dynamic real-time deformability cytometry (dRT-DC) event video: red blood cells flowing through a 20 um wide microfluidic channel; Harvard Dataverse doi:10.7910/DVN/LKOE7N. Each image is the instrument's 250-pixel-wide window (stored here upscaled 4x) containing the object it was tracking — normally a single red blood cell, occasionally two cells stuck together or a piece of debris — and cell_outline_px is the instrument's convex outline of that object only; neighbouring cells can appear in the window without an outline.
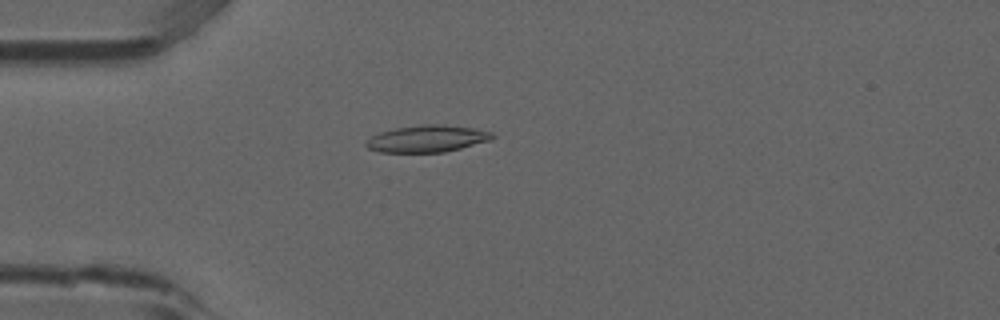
{"species": "common noctule bat (a hibernating species)", "species_latin": "Nyctalus noctula", "temperature_condition": "room temperature", "stored_images_in_passage": 53, "camera_frame_rate_fps": 3000, "um_per_image_px": 0.085, "animal": {"sex": "male", "forearm_length_mm": 52.5}, "frame": {"image": 1, "passage_image": 15, "time_ms": 4.667, "image_size_px": [1000, 320], "cell_outline_px": [[496, 136], [492, 140], [444, 152], [380, 152], [368, 148], [364, 144], [364, 140], [380, 132], [396, 128], [424, 124], [444, 124], [476, 128], [492, 132]], "centroid_in_image_um": [36.33, 11.78], "position_along_channel_um": 48.7, "area_um2": 19.94}}
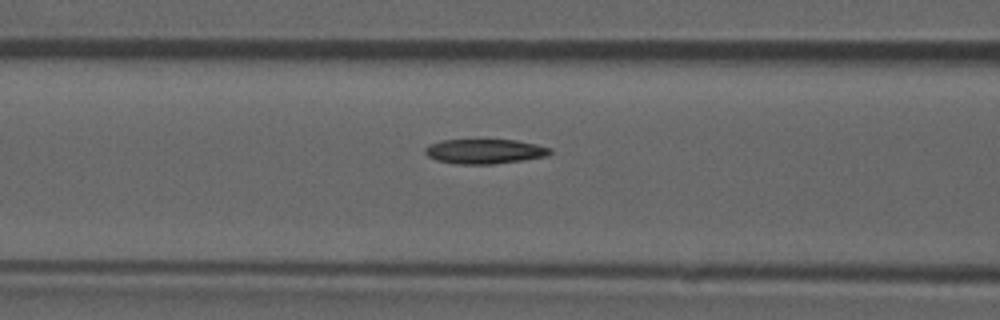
{"frame": {"image": 2, "passage_image": 22, "time_ms": 7.0, "image_size_px": [1000, 320], "cell_outline_px": [[552, 152], [548, 156], [492, 164], [456, 164], [436, 160], [428, 156], [424, 152], [424, 148], [428, 144], [440, 140], [516, 140], [536, 144], [552, 148]], "centroid_in_image_um": [41.17, 12.86], "position_along_channel_um": 125.4, "area_um2": 18.03}}
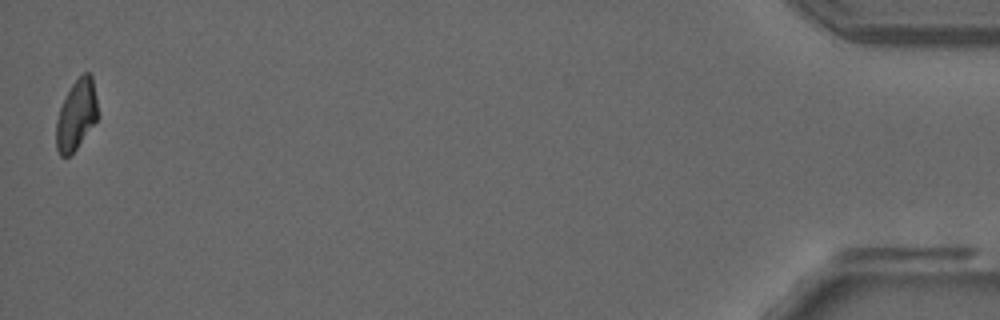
{"frame": {"image": 3, "passage_image": 53, "time_ms": 17.333, "image_size_px": [1000, 320], "cell_outline_px": [[100, 116], [76, 148], [68, 156], [60, 156], [56, 148], [56, 120], [60, 108], [72, 84], [84, 72], [88, 72], [92, 76]], "centroid_in_image_um": [6.51, 9.76], "position_along_channel_um": 428.7, "area_um2": 16.94}, "authors_computed_cell_mechanics": {"area_um2": 18.5538, "velocity_mm_per_s": 3.8691, "shape_relaxation_time_tau1_ms": null, "shape_relaxation_time_tau2_ms": 8.779, "deformation_change_tau1": null, "deformation_change_tau2": 0.1527}}